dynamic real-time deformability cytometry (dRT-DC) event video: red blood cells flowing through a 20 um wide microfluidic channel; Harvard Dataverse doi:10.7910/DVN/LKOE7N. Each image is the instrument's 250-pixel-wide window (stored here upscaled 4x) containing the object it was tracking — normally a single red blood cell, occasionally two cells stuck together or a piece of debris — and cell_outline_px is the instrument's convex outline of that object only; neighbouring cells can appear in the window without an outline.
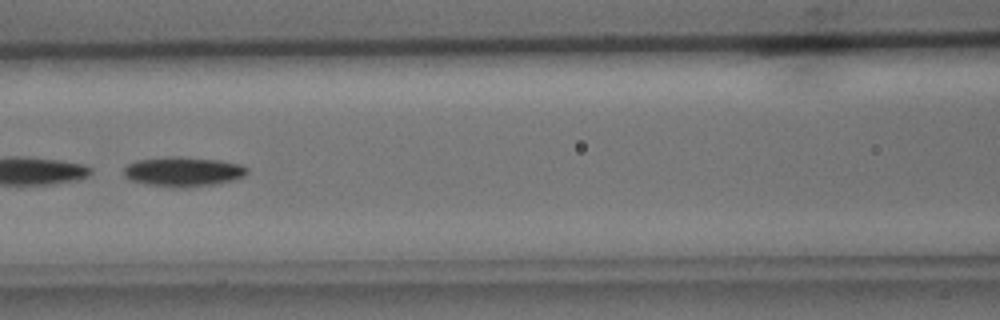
{"species": "common noctule bat (a hibernating species)", "species_latin": "Nyctalus noctula", "temperature_condition": "cold", "stored_images_in_passage": 48, "camera_frame_rate_fps": 3000, "um_per_image_px": 0.085, "animal": {"sex": "male", "body_mass_g": 15.6}, "frame": {"image": 1, "passage_image": 22, "time_ms": 7.0, "image_size_px": [1000, 320], "cell_outline_px": [[248, 172], [244, 176], [236, 180], [216, 184], [180, 188], [172, 188], [148, 184], [128, 180], [124, 176], [124, 168], [128, 164], [136, 160], [164, 156], [180, 156], [220, 160], [240, 164], [248, 168]], "centroid_in_image_um": [15.57, 14.59], "position_along_channel_um": 151.0, "area_um2": 21.73}}
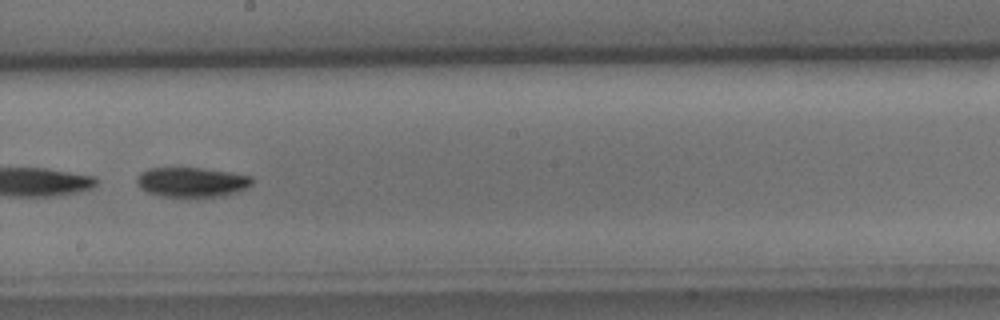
{"frame": {"image": 2, "passage_image": 28, "time_ms": 9.0, "image_size_px": [1000, 320], "cell_outline_px": [[252, 184], [248, 188], [224, 196], [196, 200], [160, 196], [144, 192], [136, 184], [136, 176], [140, 172], [148, 168], [204, 168], [252, 176]], "centroid_in_image_um": [16.26, 15.53], "position_along_channel_um": 231.9, "area_um2": 21.04}}
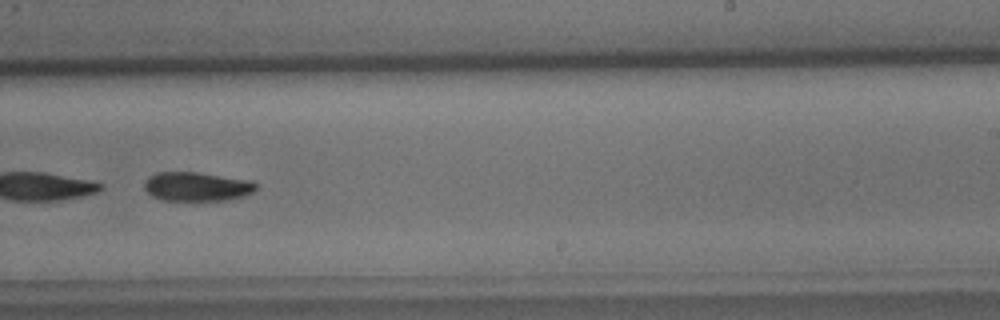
{"frame": {"image": 3, "passage_image": 31, "time_ms": 10.0, "image_size_px": [1000, 320], "cell_outline_px": [[256, 188], [252, 192], [244, 196], [228, 200], [164, 200], [152, 196], [144, 188], [144, 180], [148, 176], [156, 172], [200, 172], [252, 180], [256, 184]], "centroid_in_image_um": [16.72, 15.84], "position_along_channel_um": 272.3, "area_um2": 19.07}}